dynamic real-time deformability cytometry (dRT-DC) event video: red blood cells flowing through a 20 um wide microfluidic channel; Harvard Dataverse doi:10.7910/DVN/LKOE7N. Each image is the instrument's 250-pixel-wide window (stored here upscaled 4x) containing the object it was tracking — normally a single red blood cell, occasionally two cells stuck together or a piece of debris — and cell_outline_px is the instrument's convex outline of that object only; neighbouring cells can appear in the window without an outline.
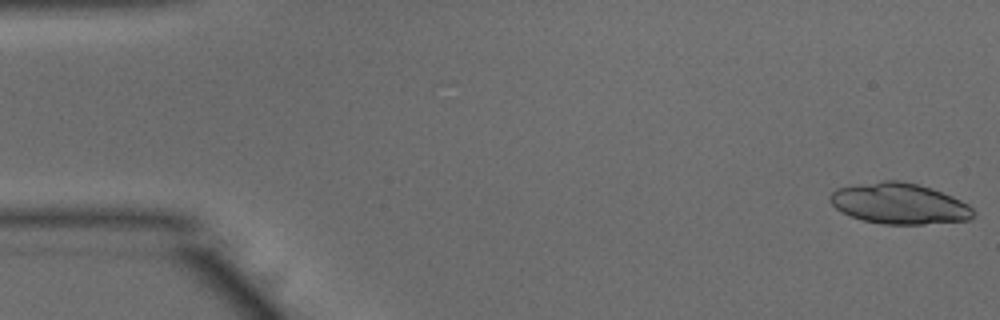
{"species": "common noctule bat (a hibernating species)", "species_latin": "Nyctalus noctula", "temperature_condition": "warm", "stored_images_in_passage": 20, "camera_frame_rate_fps": 3000, "um_per_image_px": 0.085, "animal": {"sex": "male", "body_mass_g": 15.6}, "frame": {"image": 1, "passage_image": 1, "time_ms": 0.0, "image_size_px": [1000, 320], "cell_outline_px": [[976, 212], [968, 220], [924, 224], [884, 224], [864, 220], [852, 216], [836, 208], [828, 200], [832, 192], [836, 188], [884, 180], [900, 180], [916, 184], [952, 196], [968, 204]], "centroid_in_image_um": [76.44, 17.3], "position_along_channel_um": 8.6, "area_um2": 33.7}}